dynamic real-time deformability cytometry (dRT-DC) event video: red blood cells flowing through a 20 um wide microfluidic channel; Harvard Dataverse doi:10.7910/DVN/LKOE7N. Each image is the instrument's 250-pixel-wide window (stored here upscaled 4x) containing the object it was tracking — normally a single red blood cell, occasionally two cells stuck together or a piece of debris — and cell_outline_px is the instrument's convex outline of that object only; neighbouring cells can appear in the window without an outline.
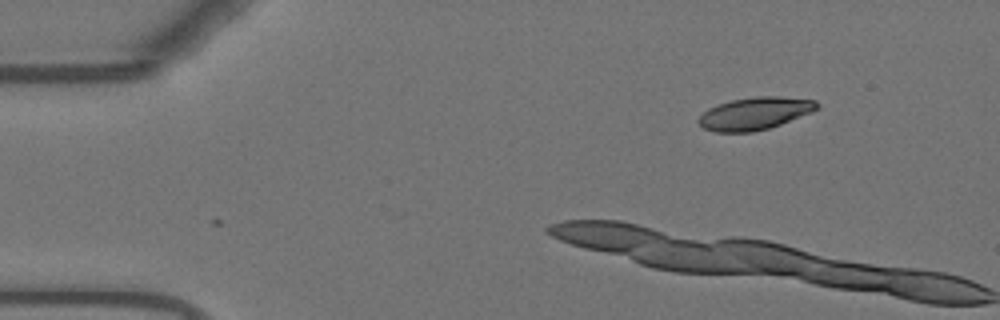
{"species": "Egyptian fruit bat (a non-hibernating species)", "species_latin": "Rousettus aegyptiacus", "temperature_condition": "warm", "stored_images_in_passage": 4, "camera_frame_rate_fps": 3000, "um_per_image_px": 0.085, "animal": {"sex": "female"}, "frame": {"image": 1, "passage_image": 1, "time_ms": 0.0, "image_size_px": [1000, 320], "cell_outline_px": [[820, 104], [812, 112], [780, 124], [768, 128], [752, 132], [716, 132], [704, 128], [696, 120], [708, 108], [716, 104], [732, 100], [756, 96], [780, 96], [816, 100]], "centroid_in_image_um": [64.15, 9.63], "position_along_channel_um": 20.9, "area_um2": 22.37}}